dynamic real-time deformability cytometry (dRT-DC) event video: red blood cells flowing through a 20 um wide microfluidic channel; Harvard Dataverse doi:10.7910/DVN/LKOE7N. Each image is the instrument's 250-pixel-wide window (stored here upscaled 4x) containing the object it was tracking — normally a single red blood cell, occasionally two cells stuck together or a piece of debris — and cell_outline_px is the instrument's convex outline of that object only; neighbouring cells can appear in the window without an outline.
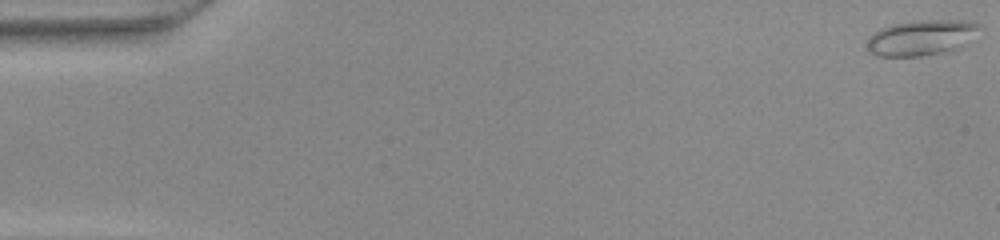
{"species": "common noctule bat (a hibernating species)", "species_latin": "Nyctalus noctula", "temperature_condition": "warm", "stored_images_in_passage": 49, "camera_frame_rate_fps": 3000, "um_per_image_px": 0.085, "animal": {"sex": "female", "body_mass_g": 22.0, "forearm_length_mm": 56.7}, "frame": {"image": 1, "passage_image": 1, "time_ms": 0.0, "image_size_px": [1000, 240], "cell_outline_px": [[980, 28], [956, 48], [944, 52], [920, 56], [876, 56], [868, 52], [868, 36], [872, 32], [880, 28], [892, 24], [920, 20], [968, 20], [980, 24]], "centroid_in_image_um": [78.22, 3.19], "position_along_channel_um": 6.8, "area_um2": 22.95}}
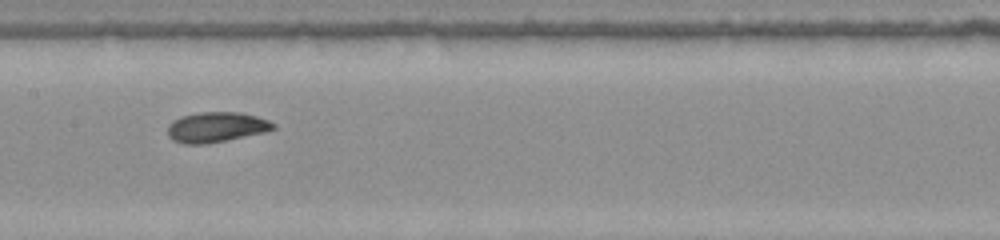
{"frame": {"image": 2, "passage_image": 25, "time_ms": 8.0, "image_size_px": [1000, 240], "cell_outline_px": [[276, 128], [264, 132], [204, 144], [184, 144], [172, 140], [168, 136], [168, 124], [172, 120], [180, 116], [200, 112], [240, 112], [256, 116], [268, 120], [276, 124]], "centroid_in_image_um": [18.35, 10.79], "position_along_channel_um": 189.1, "area_um2": 18.55}}
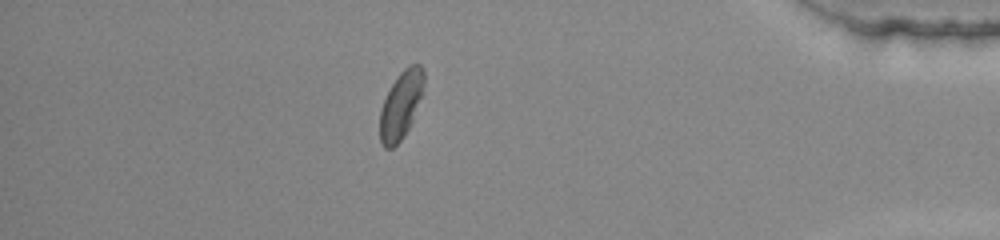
{"frame": {"image": 3, "passage_image": 43, "time_ms": 14.0, "image_size_px": [1000, 240], "cell_outline_px": [[424, 84], [412, 120], [404, 136], [392, 148], [384, 148], [380, 144], [380, 108], [396, 76], [408, 64], [420, 64], [424, 72]], "centroid_in_image_um": [34.05, 8.91], "position_along_channel_um": 401.1, "area_um2": 17.11}}